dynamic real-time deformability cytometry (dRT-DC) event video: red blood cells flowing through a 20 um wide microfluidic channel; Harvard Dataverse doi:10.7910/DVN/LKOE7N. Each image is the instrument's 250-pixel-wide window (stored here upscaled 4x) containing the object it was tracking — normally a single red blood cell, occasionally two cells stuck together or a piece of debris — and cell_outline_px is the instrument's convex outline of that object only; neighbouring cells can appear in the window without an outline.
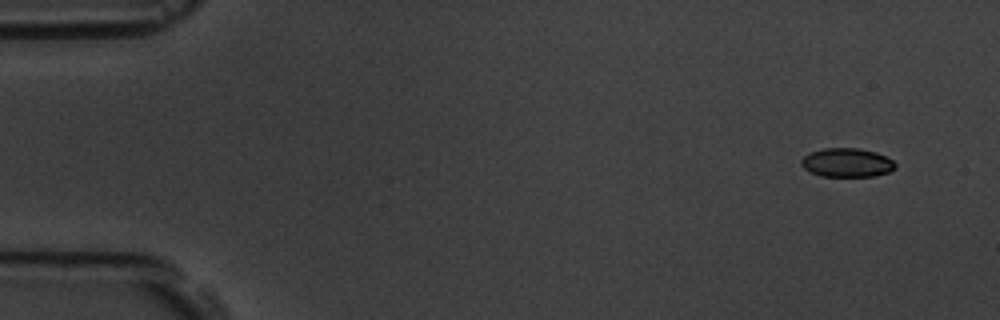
{"species": "common noctule bat (a hibernating species)", "species_latin": "Nyctalus noctula", "temperature_condition": "room temperature", "stored_images_in_passage": 5, "segment_of_instrument_passage": [1, 2], "camera_frame_rate_fps": 3000, "um_per_image_px": 0.085, "animal": {"sex": "male", "body_mass_g": 19.5, "forearm_length_mm": 54.6}, "frame": {"image": 1, "passage_image": 1, "time_ms": 0.0, "image_size_px": [1000, 320], "cell_outline_px": [[896, 168], [888, 172], [872, 176], [820, 176], [804, 168], [800, 164], [800, 160], [804, 156], [812, 152], [824, 148], [860, 148], [876, 152], [892, 160], [896, 164]], "centroid_in_image_um": [71.98, 13.82], "position_along_channel_um": 13.0, "area_um2": 15.72}}